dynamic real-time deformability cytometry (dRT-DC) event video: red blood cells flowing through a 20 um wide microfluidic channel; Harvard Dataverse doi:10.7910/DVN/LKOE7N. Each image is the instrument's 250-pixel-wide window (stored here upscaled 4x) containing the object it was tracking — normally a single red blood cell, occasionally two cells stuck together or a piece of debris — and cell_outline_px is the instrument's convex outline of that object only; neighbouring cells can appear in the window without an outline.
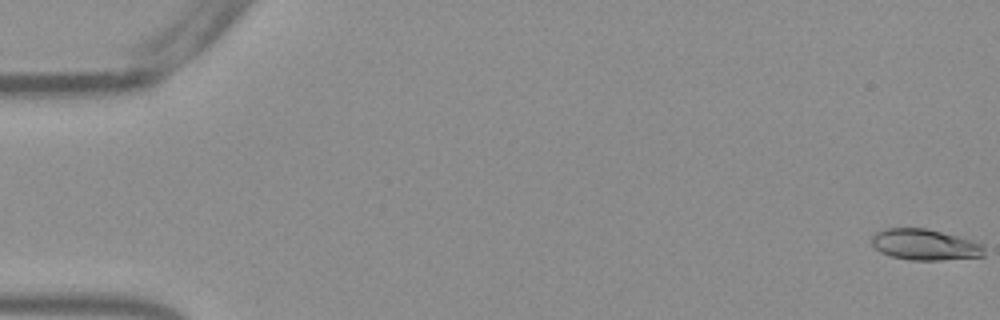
{"species": "Egyptian fruit bat (a non-hibernating species)", "species_latin": "Rousettus aegyptiacus", "temperature_condition": "warm", "stored_images_in_passage": 50, "camera_frame_rate_fps": 3000, "um_per_image_px": 0.085, "frame": {"image": 1, "passage_image": 1, "time_ms": 0.0, "image_size_px": [1000, 320], "cell_outline_px": [[984, 256], [940, 260], [908, 260], [892, 256], [880, 252], [872, 244], [872, 236], [876, 232], [884, 228], [928, 228], [972, 240], [984, 244]], "centroid_in_image_um": [78.62, 20.79], "position_along_channel_um": 6.4, "area_um2": 20.4}}
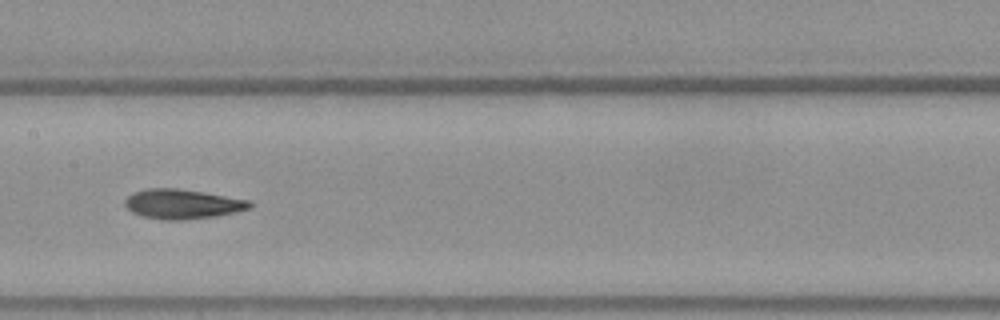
{"frame": {"image": 2, "passage_image": 28, "time_ms": 9.0, "image_size_px": [1000, 320], "cell_outline_px": [[252, 208], [236, 212], [216, 216], [184, 220], [164, 220], [144, 216], [132, 212], [124, 204], [124, 200], [132, 192], [148, 188], [176, 188], [204, 192], [252, 200]], "centroid_in_image_um": [15.54, 17.34], "position_along_channel_um": 191.9, "area_um2": 21.73}}
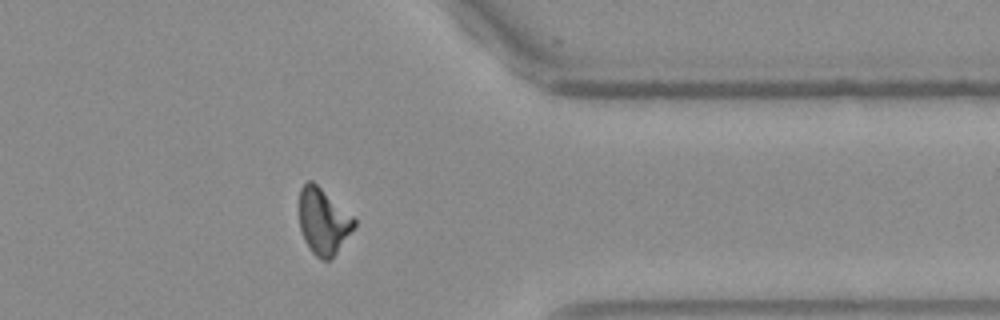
{"frame": {"image": 3, "passage_image": 44, "time_ms": 14.333, "image_size_px": [1000, 320], "cell_outline_px": [[356, 224], [336, 252], [328, 260], [324, 260], [316, 256], [312, 252], [304, 240], [300, 228], [300, 188], [308, 180], [312, 180], [352, 216], [356, 220]], "centroid_in_image_um": [27.45, 18.8], "position_along_channel_um": 383.9, "area_um2": 20.58}}